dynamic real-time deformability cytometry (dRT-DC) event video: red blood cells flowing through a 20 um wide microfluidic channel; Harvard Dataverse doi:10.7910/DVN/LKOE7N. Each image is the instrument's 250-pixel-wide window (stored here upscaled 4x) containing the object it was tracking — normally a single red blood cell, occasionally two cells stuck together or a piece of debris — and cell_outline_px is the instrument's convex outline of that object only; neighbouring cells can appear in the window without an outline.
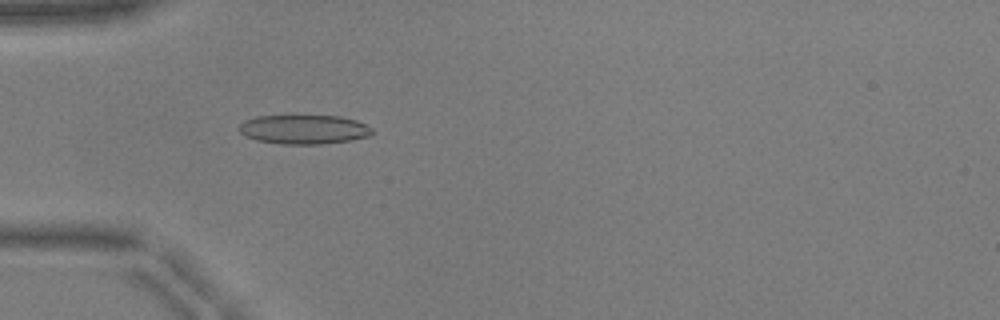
{"species": "common noctule bat (a hibernating species)", "species_latin": "Nyctalus noctula", "temperature_condition": "warm", "stored_images_in_passage": 51, "camera_frame_rate_fps": 3000, "um_per_image_px": 0.085, "animal": {"sex": "male", "body_mass_g": 17.9, "forearm_length_mm": 54.2}, "frame": {"image": 1, "passage_image": 16, "time_ms": 5.0, "image_size_px": [1000, 320], "cell_outline_px": [[372, 132], [368, 136], [352, 140], [320, 144], [280, 144], [256, 140], [244, 136], [236, 128], [244, 120], [256, 116], [340, 116], [356, 120], [372, 128]], "centroid_in_image_um": [25.78, 11.0], "position_along_channel_um": 59.2, "area_um2": 22.72}}
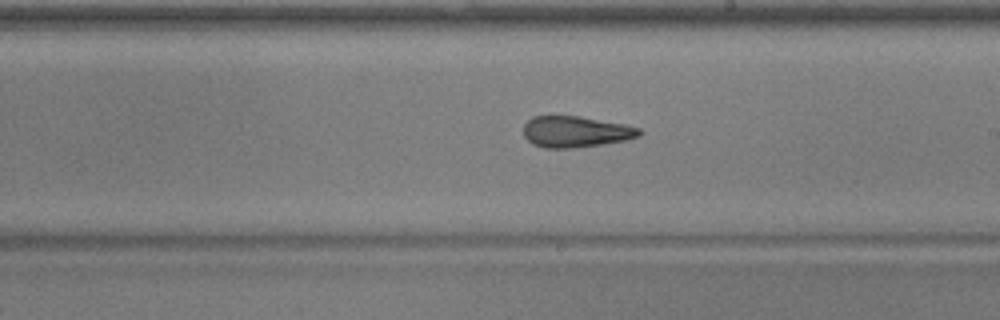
{"frame": {"image": 2, "passage_image": 30, "time_ms": 9.667, "image_size_px": [1000, 320], "cell_outline_px": [[640, 136], [624, 140], [600, 144], [572, 148], [544, 148], [532, 144], [524, 136], [524, 124], [532, 116], [580, 116], [624, 124], [640, 128]], "centroid_in_image_um": [48.89, 11.19], "position_along_channel_um": 240.1, "area_um2": 20.92}}
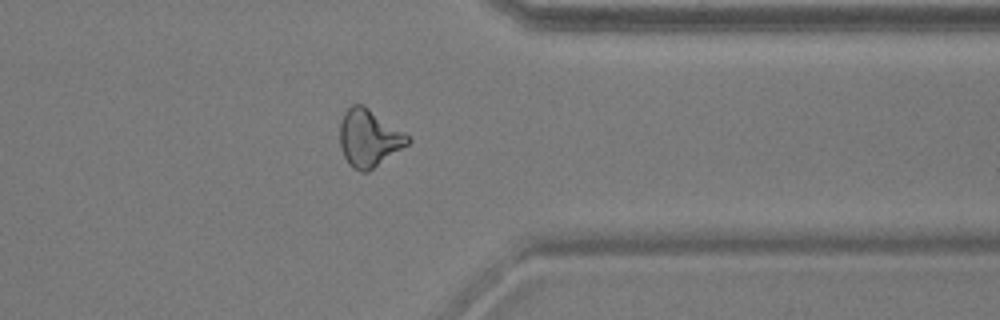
{"frame": {"image": 3, "passage_image": 41, "time_ms": 13.333, "image_size_px": [1000, 320], "cell_outline_px": [[412, 140], [408, 144], [368, 172], [360, 172], [352, 168], [348, 164], [340, 148], [340, 124], [344, 112], [352, 104], [364, 104], [412, 136]], "centroid_in_image_um": [31.38, 11.73], "position_along_channel_um": 380.0, "area_um2": 23.06}, "authors_computed_cell_mechanics": {"area_um2": 21.7328, "velocity_mm_per_s": 3.9753, "shape_relaxation_time_tau1_ms": null, "shape_relaxation_time_tau2_ms": 2.3921, "deformation_change_tau1": null, "deformation_change_tau2": 0.1076}}